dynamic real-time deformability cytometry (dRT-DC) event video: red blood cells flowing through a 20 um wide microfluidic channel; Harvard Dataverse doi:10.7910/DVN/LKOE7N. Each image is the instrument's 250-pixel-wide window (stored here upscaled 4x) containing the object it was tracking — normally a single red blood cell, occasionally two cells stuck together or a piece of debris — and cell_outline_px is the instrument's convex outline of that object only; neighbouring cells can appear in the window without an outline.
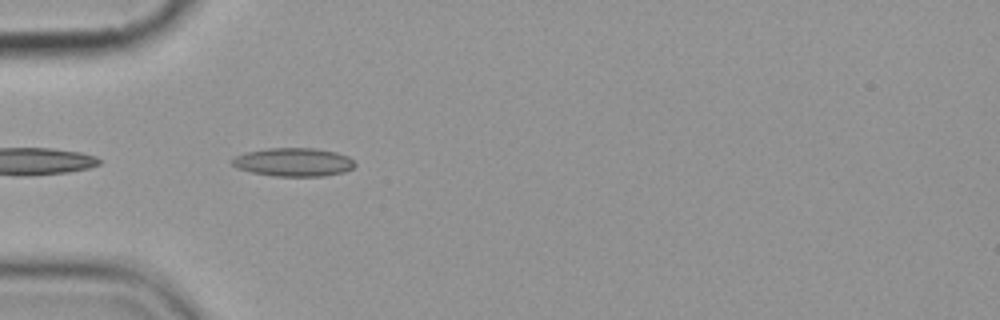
{"species": "common noctule bat (a hibernating species)", "species_latin": "Nyctalus noctula", "temperature_condition": "cold", "stored_images_in_passage": 3, "camera_frame_rate_fps": 3000, "um_per_image_px": 0.085, "animal": {"sex": "female", "body_mass_g": 19.9}, "frame": {"image": 1, "passage_image": 1, "time_ms": 0.0, "image_size_px": [1000, 320], "cell_outline_px": [[356, 164], [352, 168], [344, 172], [324, 176], [272, 176], [252, 172], [236, 168], [232, 164], [232, 160], [236, 156], [248, 152], [268, 148], [312, 148], [336, 152], [348, 156]], "centroid_in_image_um": [24.96, 13.78], "position_along_channel_um": 60.0, "area_um2": 20.23}}
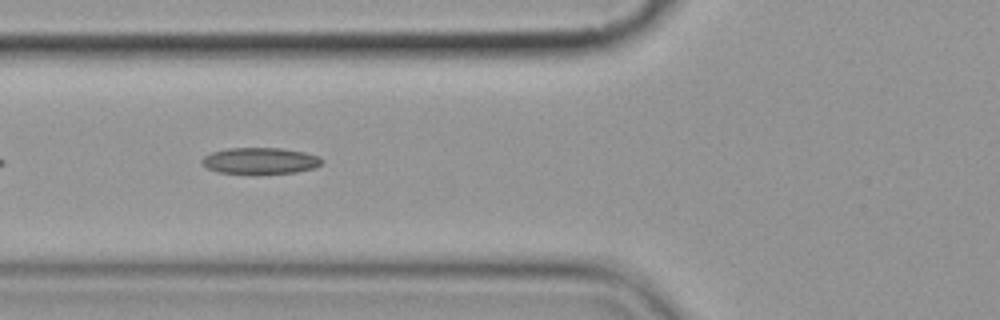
{"frame": {"image": 2, "passage_image": 2, "time_ms": 1.333, "image_size_px": [1000, 320], "cell_outline_px": [[324, 160], [320, 164], [312, 168], [296, 172], [256, 176], [220, 172], [208, 168], [200, 164], [200, 160], [204, 156], [212, 152], [228, 148], [280, 148], [304, 152], [320, 156]], "centroid_in_image_um": [22.09, 13.7], "position_along_channel_um": 103.7, "area_um2": 19.02}}
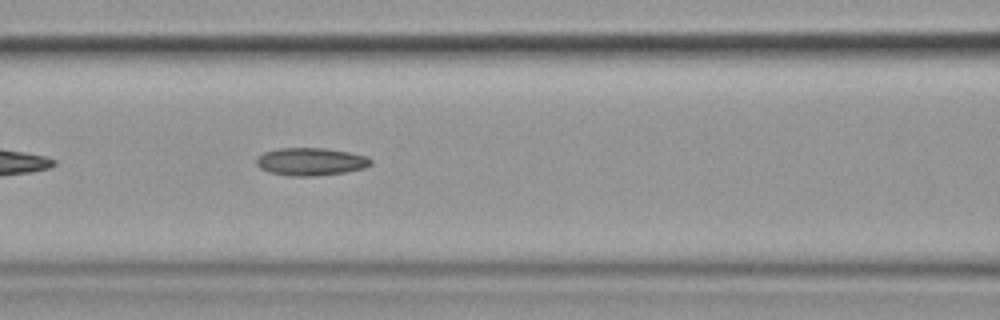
{"frame": {"image": 3, "passage_image": 3, "time_ms": 2.333, "image_size_px": [1000, 320], "cell_outline_px": [[372, 164], [364, 168], [344, 172], [312, 176], [288, 176], [268, 172], [260, 168], [256, 164], [256, 156], [264, 152], [276, 148], [324, 148], [348, 152], [368, 156], [372, 160]], "centroid_in_image_um": [26.38, 13.73], "position_along_channel_um": 140.2, "area_um2": 18.61}}